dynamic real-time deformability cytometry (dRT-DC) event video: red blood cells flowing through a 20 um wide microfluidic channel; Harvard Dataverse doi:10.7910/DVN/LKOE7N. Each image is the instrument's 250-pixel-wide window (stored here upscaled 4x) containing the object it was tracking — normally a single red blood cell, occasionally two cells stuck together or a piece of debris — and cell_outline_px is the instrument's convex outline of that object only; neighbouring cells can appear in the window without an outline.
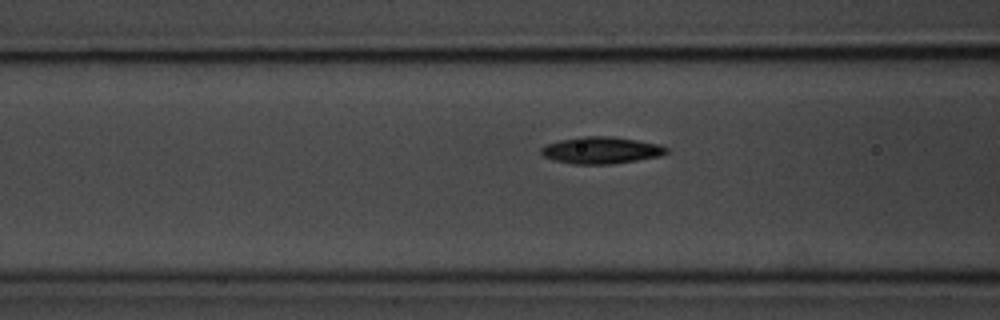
{"species": "common noctule bat (a hibernating species)", "species_latin": "Nyctalus noctula", "temperature_condition": "room temperature", "stored_images_in_passage": 9, "camera_frame_rate_fps": 3000, "um_per_image_px": 0.085, "animal": {"sex": "male", "body_mass_g": 20.1, "forearm_length_mm": 53.5}, "frame": {"image": 1, "passage_image": 6, "time_ms": 1.667, "image_size_px": [1000, 320], "cell_outline_px": [[668, 152], [660, 156], [612, 164], [572, 164], [556, 160], [544, 156], [540, 152], [540, 148], [548, 144], [560, 140], [580, 136], [612, 136], [660, 144], [668, 148]], "centroid_in_image_um": [51.11, 12.76], "position_along_channel_um": 115.5, "area_um2": 19.54}}